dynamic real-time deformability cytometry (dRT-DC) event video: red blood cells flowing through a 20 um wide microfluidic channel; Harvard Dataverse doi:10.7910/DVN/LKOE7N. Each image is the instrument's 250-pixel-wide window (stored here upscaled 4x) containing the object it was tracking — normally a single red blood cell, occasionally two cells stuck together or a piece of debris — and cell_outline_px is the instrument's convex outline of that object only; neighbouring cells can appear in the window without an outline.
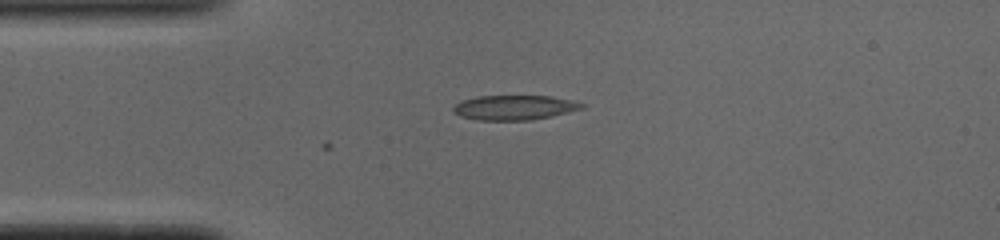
{"species": "common noctule bat (a hibernating species)", "species_latin": "Nyctalus noctula", "temperature_condition": "cold", "stored_images_in_passage": 8, "camera_frame_rate_fps": 3000, "um_per_image_px": 0.085, "animal": {"sex": "male", "body_mass_g": 19.0, "forearm_length_mm": 50.8}, "frame": {"image": 1, "passage_image": 1, "time_ms": 0.0, "image_size_px": [1000, 240], "cell_outline_px": [[584, 108], [568, 112], [532, 120], [476, 120], [460, 116], [452, 112], [452, 108], [460, 100], [476, 96], [552, 96], [584, 104]], "centroid_in_image_um": [43.65, 9.14], "position_along_channel_um": 41.4, "area_um2": 18.5}}
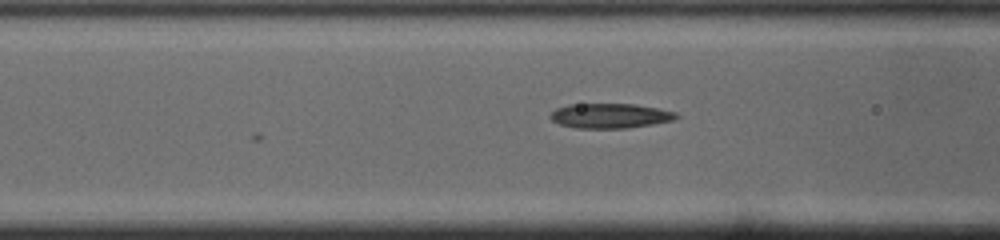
{"frame": {"image": 2, "passage_image": 8, "time_ms": 2.333, "image_size_px": [1000, 240], "cell_outline_px": [[680, 116], [672, 120], [652, 124], [628, 128], [576, 128], [560, 124], [552, 120], [548, 116], [556, 108], [568, 104], [636, 104], [676, 112]], "centroid_in_image_um": [51.84, 9.84], "position_along_channel_um": 114.8, "area_um2": 18.15}}